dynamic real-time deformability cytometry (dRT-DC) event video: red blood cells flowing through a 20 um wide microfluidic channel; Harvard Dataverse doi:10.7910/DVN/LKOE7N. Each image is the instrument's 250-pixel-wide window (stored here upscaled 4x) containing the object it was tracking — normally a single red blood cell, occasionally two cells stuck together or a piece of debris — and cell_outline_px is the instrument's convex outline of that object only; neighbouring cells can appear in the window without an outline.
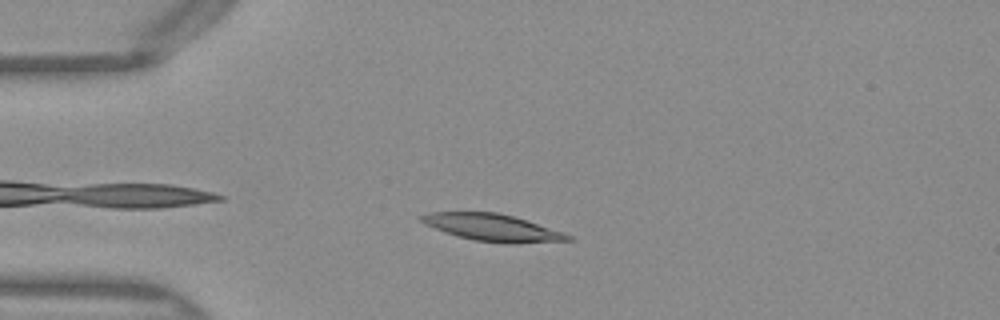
{"species": "Egyptian fruit bat (a non-hibernating species)", "species_latin": "Rousettus aegyptiacus", "temperature_condition": "warm", "stored_images_in_passage": 34, "camera_frame_rate_fps": 3000, "um_per_image_px": 0.085, "frame": {"image": 1, "passage_image": 5, "time_ms": 1.333, "image_size_px": [1000, 320], "cell_outline_px": [[576, 240], [516, 244], [504, 244], [476, 240], [456, 236], [444, 232], [424, 224], [416, 216], [428, 212], [496, 212], [512, 216], [564, 232], [572, 236]], "centroid_in_image_um": [41.85, 19.35], "position_along_channel_um": 43.1, "area_um2": 23.35}}
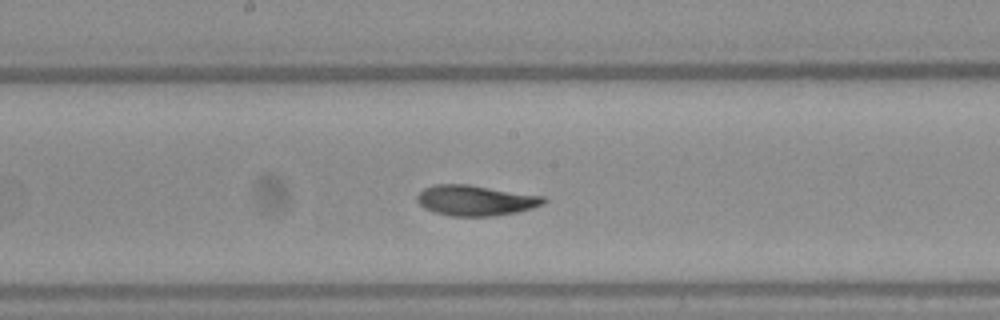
{"frame": {"image": 2, "passage_image": 19, "time_ms": 6.0, "image_size_px": [1000, 320], "cell_outline_px": [[548, 200], [544, 204], [532, 208], [516, 212], [492, 216], [448, 216], [432, 212], [424, 208], [416, 200], [416, 196], [424, 188], [436, 184], [468, 184], [544, 196]], "centroid_in_image_um": [40.41, 17.04], "position_along_channel_um": 207.8, "area_um2": 22.6}}
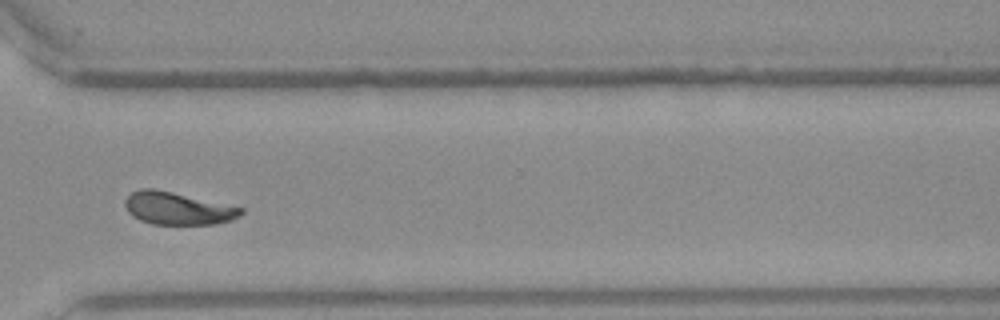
{"frame": {"image": 3, "passage_image": 30, "time_ms": 9.667, "image_size_px": [1000, 320], "cell_outline_px": [[244, 212], [232, 220], [216, 224], [152, 224], [140, 220], [132, 216], [128, 212], [124, 204], [124, 200], [132, 192], [140, 188], [156, 188], [244, 208]], "centroid_in_image_um": [15.08, 17.7], "position_along_channel_um": 355.5, "area_um2": 22.08}, "authors_computed_cell_mechanics": {"area_um2": 22.5998, "velocity_mm_per_s": 4.0339, "shape_relaxation_time_tau1_ms": 4.0593, "shape_relaxation_time_tau2_ms": 1.8461, "deformation_change_tau1": 0.1687, "deformation_change_tau2": 0.0683}}